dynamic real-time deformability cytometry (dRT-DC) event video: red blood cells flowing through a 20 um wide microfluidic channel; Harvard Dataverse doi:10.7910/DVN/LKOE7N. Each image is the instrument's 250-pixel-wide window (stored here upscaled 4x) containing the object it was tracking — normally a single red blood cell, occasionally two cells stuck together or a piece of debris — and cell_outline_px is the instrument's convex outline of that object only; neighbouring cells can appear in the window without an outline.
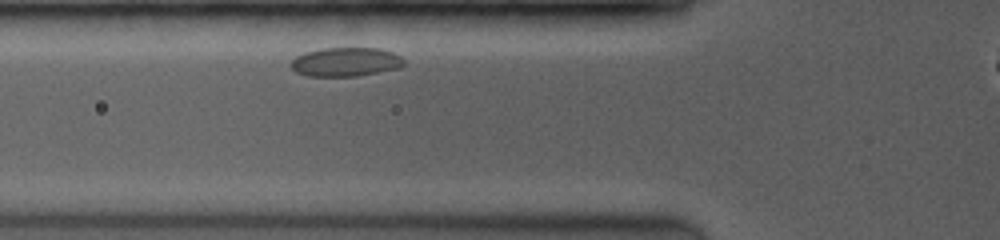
{"species": "common noctule bat (a hibernating species)", "species_latin": "Nyctalus noctula", "temperature_condition": "room temperature", "stored_images_in_passage": 17, "camera_frame_rate_fps": 3500, "um_per_image_px": 0.085, "animal": {"sex": "female", "body_mass_g": 19.0, "forearm_length_mm": 53.3}, "frame": {"image": 1, "passage_image": 3, "time_ms": 0.857, "image_size_px": [1000, 240], "cell_outline_px": [[404, 64], [400, 68], [356, 76], [308, 76], [296, 72], [288, 64], [296, 56], [304, 52], [320, 48], [380, 48], [392, 52], [400, 56], [404, 60]], "centroid_in_image_um": [29.36, 5.26], "position_along_channel_um": 96.4, "area_um2": 19.19}}
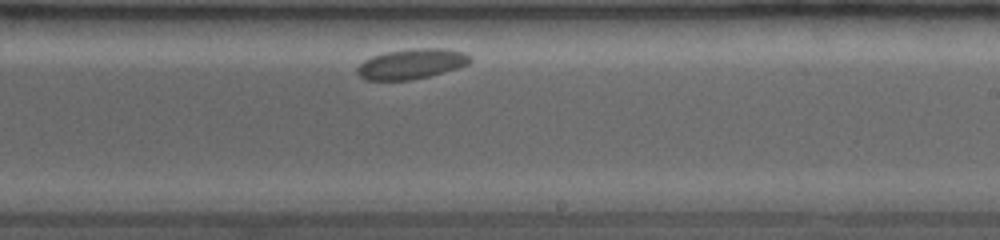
{"frame": {"image": 2, "passage_image": 13, "time_ms": 5.429, "image_size_px": [1000, 240], "cell_outline_px": [[472, 60], [468, 64], [444, 72], [428, 76], [408, 80], [368, 80], [360, 76], [356, 72], [356, 68], [364, 60], [372, 56], [384, 52], [412, 48], [444, 48], [464, 52]], "centroid_in_image_um": [34.95, 5.42], "position_along_channel_um": 254.0, "area_um2": 19.77}}
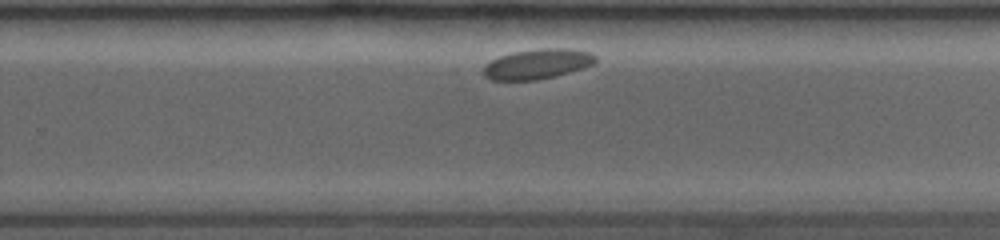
{"frame": {"image": 3, "passage_image": 15, "time_ms": 6.286, "image_size_px": [1000, 240], "cell_outline_px": [[596, 60], [592, 64], [584, 68], [536, 80], [492, 80], [484, 76], [484, 68], [492, 60], [500, 56], [512, 52], [540, 48], [568, 48], [592, 52], [596, 56]], "centroid_in_image_um": [45.71, 5.42], "position_along_channel_um": 284.1, "area_um2": 19.42}}